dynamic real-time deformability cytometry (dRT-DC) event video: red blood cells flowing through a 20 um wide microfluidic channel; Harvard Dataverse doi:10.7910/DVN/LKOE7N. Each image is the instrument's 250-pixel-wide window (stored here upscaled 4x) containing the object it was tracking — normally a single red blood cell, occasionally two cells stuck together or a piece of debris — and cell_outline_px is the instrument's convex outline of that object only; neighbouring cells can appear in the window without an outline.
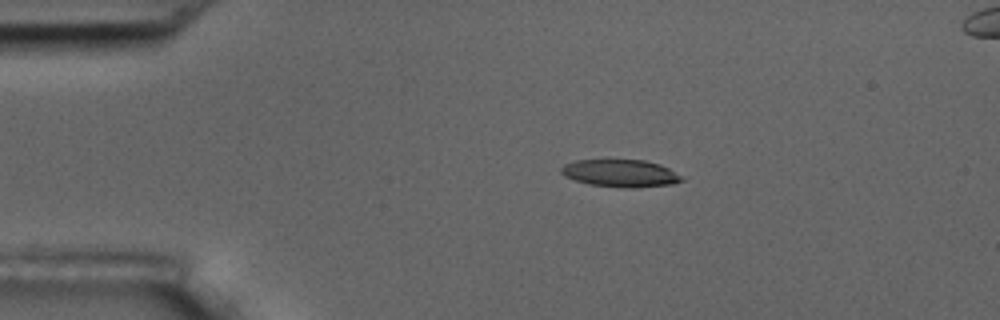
{"species": "common noctule bat (a hibernating species)", "species_latin": "Nyctalus noctula", "temperature_condition": "room temperature", "stored_images_in_passage": 5, "camera_frame_rate_fps": 3000, "um_per_image_px": 0.085, "animal": {"sex": "male", "body_mass_g": 17.5, "forearm_length_mm": 52.3}, "frame": {"image": 1, "passage_image": 3, "time_ms": 2.333, "image_size_px": [1000, 320], "cell_outline_px": [[684, 180], [672, 184], [636, 188], [620, 188], [588, 184], [564, 176], [560, 172], [560, 168], [564, 164], [576, 160], [644, 160], [660, 164], [684, 176]], "centroid_in_image_um": [52.76, 14.73], "position_along_channel_um": 32.2, "area_um2": 19.48}}